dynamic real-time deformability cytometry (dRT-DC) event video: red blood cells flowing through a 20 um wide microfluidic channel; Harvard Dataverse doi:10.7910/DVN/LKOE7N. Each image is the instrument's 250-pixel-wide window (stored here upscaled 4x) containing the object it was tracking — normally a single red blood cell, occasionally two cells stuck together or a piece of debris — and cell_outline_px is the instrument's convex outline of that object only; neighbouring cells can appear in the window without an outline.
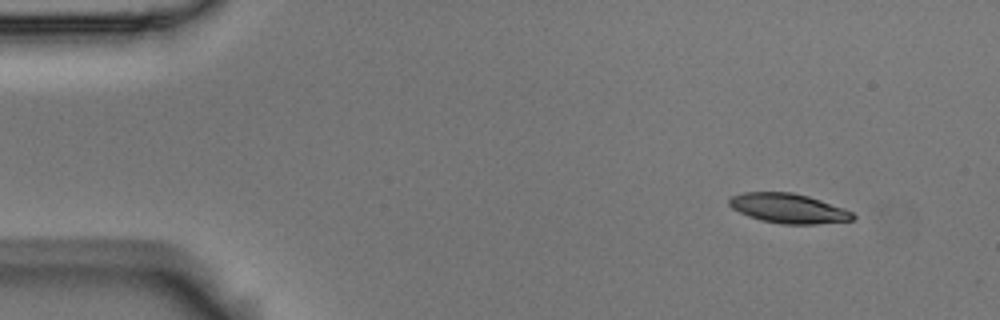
{"species": "Egyptian fruit bat (a non-hibernating species)", "species_latin": "Rousettus aegyptiacus", "temperature_condition": "room temperature", "stored_images_in_passage": 51, "camera_frame_rate_fps": 3000, "um_per_image_px": 0.085, "animal": {"sex": "male"}, "frame": {"image": 1, "passage_image": 1, "time_ms": 0.0, "image_size_px": [1000, 320], "cell_outline_px": [[856, 216], [852, 220], [816, 224], [784, 224], [760, 220], [748, 216], [732, 208], [728, 204], [728, 200], [732, 196], [744, 192], [792, 192], [808, 196], [844, 208], [852, 212]], "centroid_in_image_um": [67.0, 17.71], "position_along_channel_um": 18.0, "area_um2": 21.27}}
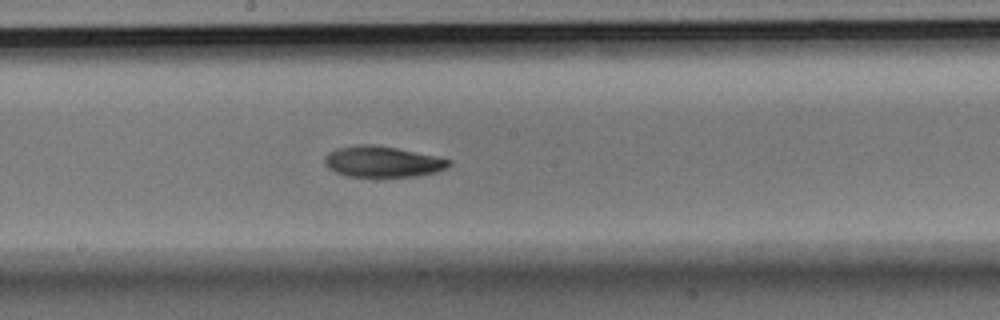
{"frame": {"image": 2, "passage_image": 25, "time_ms": 8.0, "image_size_px": [1000, 320], "cell_outline_px": [[452, 164], [448, 168], [436, 172], [420, 176], [348, 176], [336, 172], [328, 168], [324, 164], [324, 156], [328, 152], [336, 148], [360, 144], [372, 144], [396, 148], [436, 156], [452, 160]], "centroid_in_image_um": [32.52, 13.74], "position_along_channel_um": 215.7, "area_um2": 22.48}}
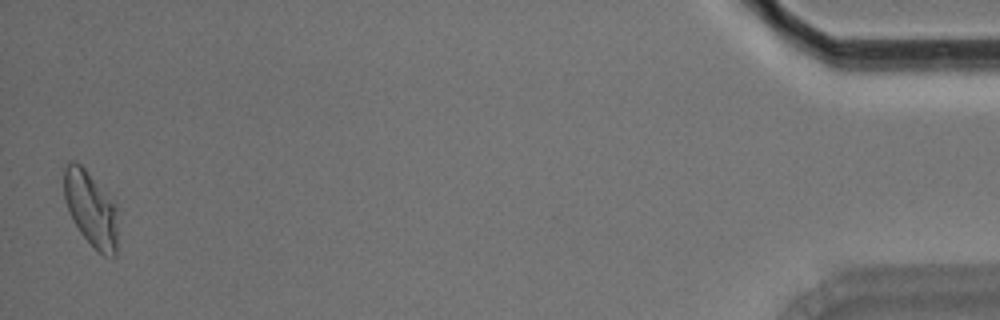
{"frame": {"image": 3, "passage_image": 50, "time_ms": 16.333, "image_size_px": [1000, 320], "cell_outline_px": [[116, 256], [104, 256], [80, 232], [72, 220], [64, 200], [64, 168], [68, 160], [76, 160], [84, 168], [116, 204]], "centroid_in_image_um": [7.69, 17.71], "position_along_channel_um": 427.5, "area_um2": 23.24}, "authors_computed_cell_mechanics": {"area_um2": 22.4842, "velocity_mm_per_s": 3.6296, "shape_relaxation_time_tau1_ms": 4.669, "shape_relaxation_time_tau2_ms": 4.792, "deformation_change_tau1": 0.1691, "deformation_change_tau2": 0.104}}